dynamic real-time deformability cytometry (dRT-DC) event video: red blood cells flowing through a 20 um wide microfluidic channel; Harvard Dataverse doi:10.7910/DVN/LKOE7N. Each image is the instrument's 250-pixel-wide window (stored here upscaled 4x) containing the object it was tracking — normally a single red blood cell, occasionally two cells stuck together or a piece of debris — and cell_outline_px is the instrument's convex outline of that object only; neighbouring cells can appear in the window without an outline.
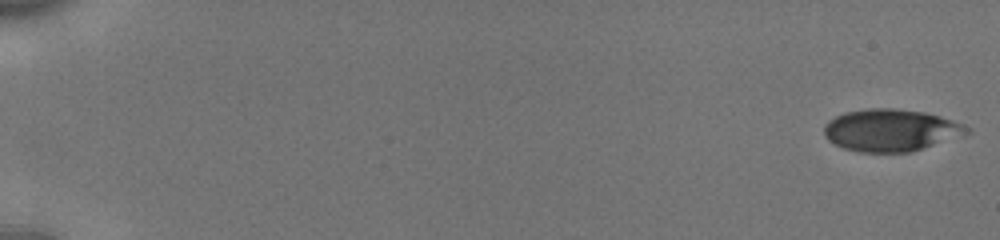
{"species": "human", "species_latin": "Homo sapiens", "temperature_condition": "cold", "stored_images_in_passage": 44, "camera_frame_rate_fps": 3000, "um_per_image_px": 0.085, "donor": {"sex": "male"}, "frame": {"image": 1, "passage_image": 1, "time_ms": 0.0, "image_size_px": [1000, 240], "cell_outline_px": [[972, 132], [912, 152], [860, 152], [844, 148], [828, 140], [824, 132], [824, 124], [828, 120], [844, 112], [868, 108], [892, 108], [924, 112], [940, 116], [964, 124]], "centroid_in_image_um": [75.71, 11.06], "position_along_channel_um": 9.3, "area_um2": 35.03}}
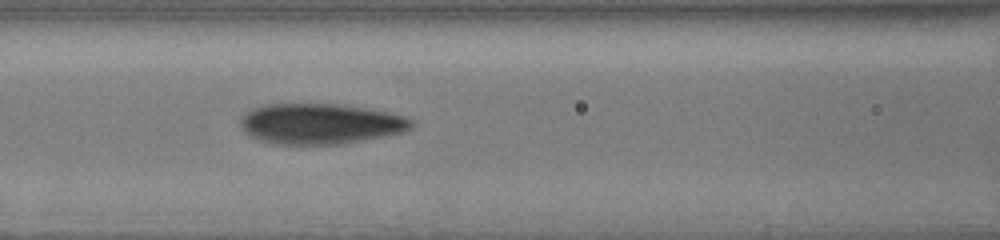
{"frame": {"image": 2, "passage_image": 26, "time_ms": 8.333, "image_size_px": [1000, 240], "cell_outline_px": [[416, 124], [412, 128], [404, 132], [384, 136], [340, 144], [272, 144], [248, 136], [244, 132], [240, 124], [240, 120], [244, 112], [252, 108], [264, 104], [344, 104], [388, 112], [404, 116], [412, 120]], "centroid_in_image_um": [27.21, 10.51], "position_along_channel_um": 139.4, "area_um2": 40.75}}
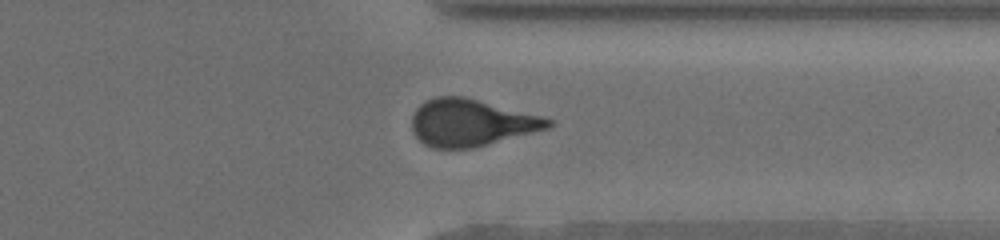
{"frame": {"image": 3, "passage_image": 44, "time_ms": 14.333, "image_size_px": [1000, 240], "cell_outline_px": [[556, 124], [548, 128], [472, 148], [432, 148], [424, 144], [416, 136], [412, 128], [412, 116], [416, 108], [424, 100], [436, 96], [464, 96], [540, 116], [552, 120]], "centroid_in_image_um": [40.0, 10.42], "position_along_channel_um": 371.4, "area_um2": 37.05}}